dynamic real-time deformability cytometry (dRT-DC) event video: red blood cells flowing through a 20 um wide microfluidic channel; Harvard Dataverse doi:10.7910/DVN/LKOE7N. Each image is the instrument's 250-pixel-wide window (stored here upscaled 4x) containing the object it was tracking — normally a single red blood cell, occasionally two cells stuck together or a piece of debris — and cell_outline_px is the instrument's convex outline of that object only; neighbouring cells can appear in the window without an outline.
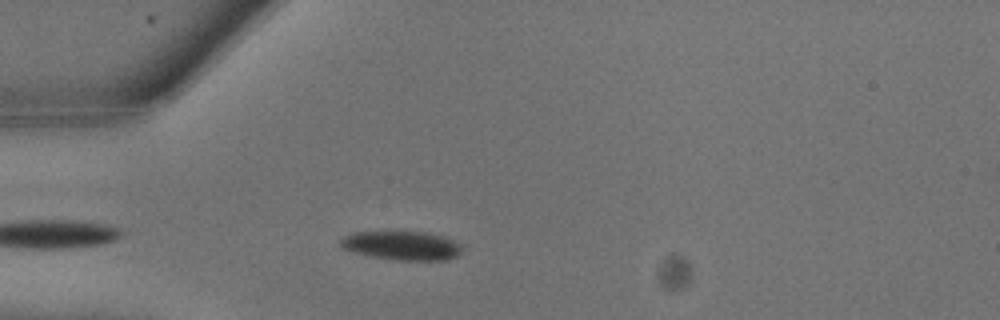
{"species": "common noctule bat (a hibernating species)", "species_latin": "Nyctalus noctula", "temperature_condition": "warm", "stored_images_in_passage": 7, "camera_frame_rate_fps": 3000, "um_per_image_px": 0.085, "animal": {"sex": "male", "body_mass_g": 13.3}, "frame": {"image": 1, "passage_image": 5, "time_ms": 1.333, "image_size_px": [1000, 320], "cell_outline_px": [[460, 252], [456, 256], [448, 260], [396, 260], [372, 256], [356, 252], [344, 248], [340, 244], [340, 240], [344, 236], [352, 232], [424, 232], [440, 236], [452, 240], [460, 244]], "centroid_in_image_um": [34.15, 20.87], "position_along_channel_um": 50.9, "area_um2": 20.06}}